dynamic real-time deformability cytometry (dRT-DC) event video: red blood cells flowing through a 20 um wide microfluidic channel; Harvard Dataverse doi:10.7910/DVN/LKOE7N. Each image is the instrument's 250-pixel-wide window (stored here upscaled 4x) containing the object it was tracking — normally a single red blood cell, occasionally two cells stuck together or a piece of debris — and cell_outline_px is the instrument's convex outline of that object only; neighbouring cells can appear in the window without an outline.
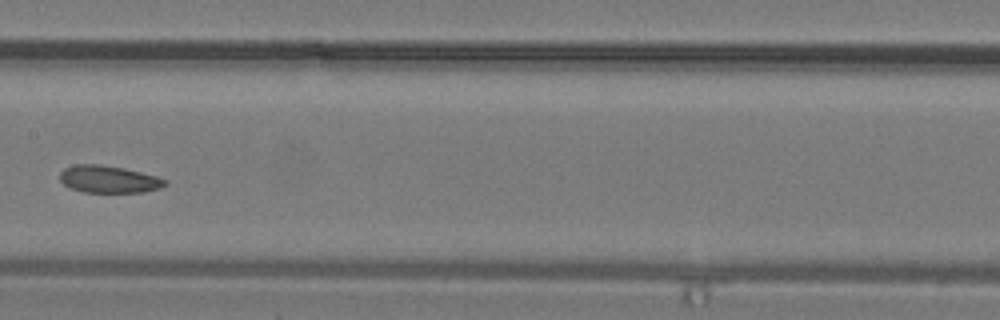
{"species": "common noctule bat (a hibernating species)", "species_latin": "Nyctalus noctula", "temperature_condition": "warm", "stored_images_in_passage": 25, "camera_frame_rate_fps": 3000, "um_per_image_px": 0.085, "animal": {"sex": "male", "body_mass_g": 19.2, "forearm_length_mm": 51.8}, "frame": {"image": 1, "passage_image": 11, "time_ms": 3.333, "image_size_px": [1000, 320], "cell_outline_px": [[168, 184], [160, 188], [144, 192], [84, 192], [72, 188], [64, 184], [60, 180], [60, 172], [64, 168], [76, 164], [100, 164], [124, 168], [156, 176], [168, 180]], "centroid_in_image_um": [9.26, 15.23], "position_along_channel_um": 198.1, "area_um2": 16.7}}
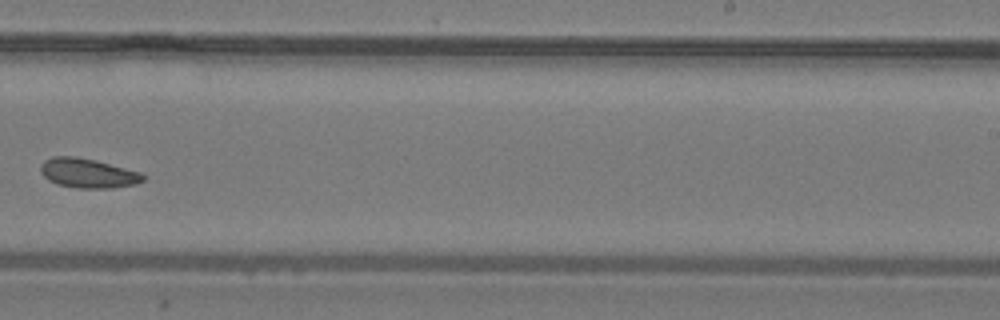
{"frame": {"image": 2, "passage_image": 15, "time_ms": 4.667, "image_size_px": [1000, 320], "cell_outline_px": [[144, 180], [136, 184], [112, 188], [76, 188], [56, 184], [48, 180], [40, 172], [40, 164], [44, 160], [52, 156], [76, 156], [96, 160], [140, 172], [144, 176]], "centroid_in_image_um": [7.43, 14.71], "position_along_channel_um": 281.6, "area_um2": 17.74}}